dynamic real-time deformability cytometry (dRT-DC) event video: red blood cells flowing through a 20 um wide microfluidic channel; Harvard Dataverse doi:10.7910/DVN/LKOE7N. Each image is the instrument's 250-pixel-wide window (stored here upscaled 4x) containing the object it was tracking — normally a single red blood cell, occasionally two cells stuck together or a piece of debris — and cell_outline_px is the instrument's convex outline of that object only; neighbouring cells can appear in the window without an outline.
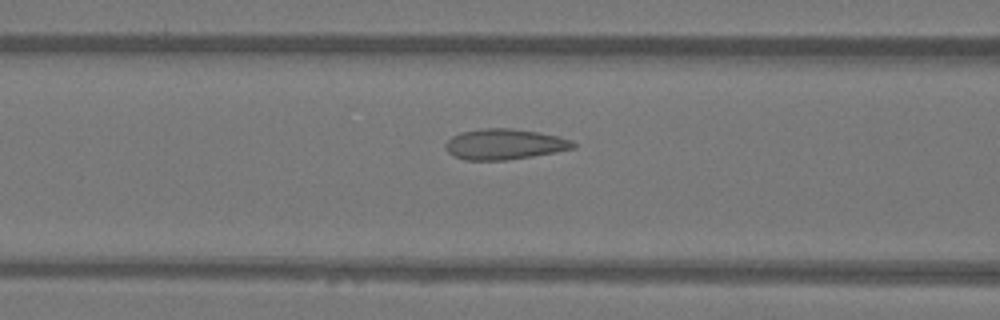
{"species": "Egyptian fruit bat (a non-hibernating species)", "species_latin": "Rousettus aegyptiacus", "temperature_condition": "warm", "stored_images_in_passage": 37, "camera_frame_rate_fps": 3000, "um_per_image_px": 0.085, "animal": {"sex": "female"}, "frame": {"image": 1, "passage_image": 7, "time_ms": 2.0, "image_size_px": [1000, 320], "cell_outline_px": [[576, 148], [556, 152], [508, 160], [464, 160], [452, 156], [448, 152], [444, 144], [452, 136], [460, 132], [484, 128], [512, 128], [540, 132], [560, 136], [572, 140], [576, 144]], "centroid_in_image_um": [42.89, 12.26], "position_along_channel_um": 123.7, "area_um2": 23.06}}
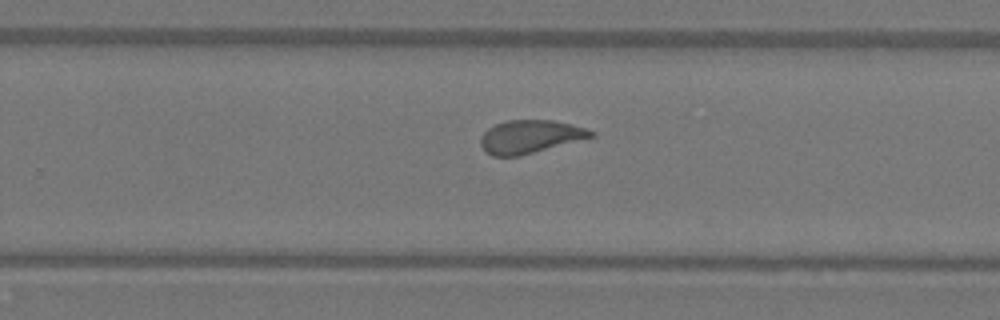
{"frame": {"image": 2, "passage_image": 19, "time_ms": 6.0, "image_size_px": [1000, 320], "cell_outline_px": [[596, 136], [520, 156], [492, 156], [480, 144], [480, 136], [488, 128], [496, 124], [508, 120], [552, 120], [572, 124], [596, 132]], "centroid_in_image_um": [45.07, 11.61], "position_along_channel_um": 284.7, "area_um2": 21.27}}
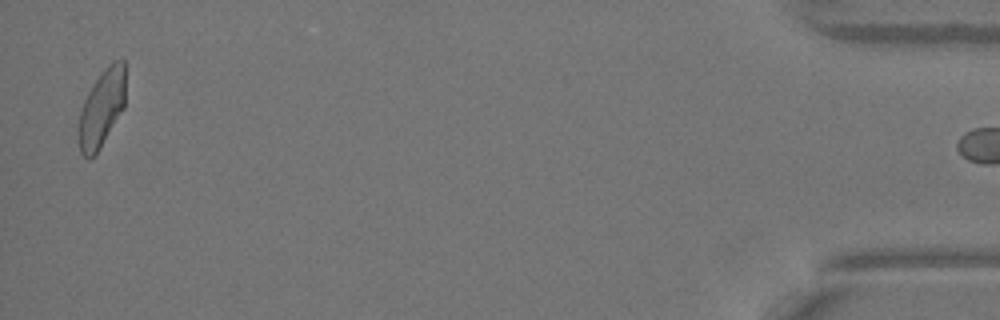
{"frame": {"image": 3, "passage_image": 36, "time_ms": 11.667, "image_size_px": [1000, 320], "cell_outline_px": [[124, 108], [100, 148], [88, 160], [80, 152], [76, 132], [80, 108], [88, 92], [104, 68], [112, 60], [124, 60]], "centroid_in_image_um": [8.6, 9.23], "position_along_channel_um": 426.6, "area_um2": 21.27}, "authors_computed_cell_mechanics": {"area_um2": 21.7906, "velocity_mm_per_s": 4.0415, "shape_relaxation_time_tau1_ms": 5.0874, "shape_relaxation_time_tau2_ms": 0.8541, "deformation_change_tau1": 0.1515, "deformation_change_tau2": 0.0657}}